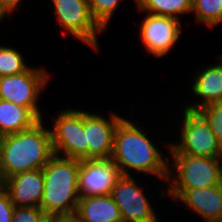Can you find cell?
I'll return each mask as SVG.
<instances>
[{
  "label": "cell",
  "mask_w": 222,
  "mask_h": 222,
  "mask_svg": "<svg viewBox=\"0 0 222 222\" xmlns=\"http://www.w3.org/2000/svg\"><path fill=\"white\" fill-rule=\"evenodd\" d=\"M138 123L126 117L120 121L115 131L110 158L124 176H131L133 170L135 173L153 175L165 181L171 160L168 159V154L162 153V149L142 131L145 126L141 128Z\"/></svg>",
  "instance_id": "1"
},
{
  "label": "cell",
  "mask_w": 222,
  "mask_h": 222,
  "mask_svg": "<svg viewBox=\"0 0 222 222\" xmlns=\"http://www.w3.org/2000/svg\"><path fill=\"white\" fill-rule=\"evenodd\" d=\"M44 119L31 128L0 137V177L43 169L54 156L51 130Z\"/></svg>",
  "instance_id": "2"
},
{
  "label": "cell",
  "mask_w": 222,
  "mask_h": 222,
  "mask_svg": "<svg viewBox=\"0 0 222 222\" xmlns=\"http://www.w3.org/2000/svg\"><path fill=\"white\" fill-rule=\"evenodd\" d=\"M80 160L54 155L42 169L44 192L40 208L51 218L74 217L79 202Z\"/></svg>",
  "instance_id": "3"
},
{
  "label": "cell",
  "mask_w": 222,
  "mask_h": 222,
  "mask_svg": "<svg viewBox=\"0 0 222 222\" xmlns=\"http://www.w3.org/2000/svg\"><path fill=\"white\" fill-rule=\"evenodd\" d=\"M169 155L168 159L171 158L172 161L168 163L166 190L203 189L221 185L222 158Z\"/></svg>",
  "instance_id": "4"
},
{
  "label": "cell",
  "mask_w": 222,
  "mask_h": 222,
  "mask_svg": "<svg viewBox=\"0 0 222 222\" xmlns=\"http://www.w3.org/2000/svg\"><path fill=\"white\" fill-rule=\"evenodd\" d=\"M180 123H177L179 141L166 143L168 154H187L199 157L222 158V146L216 139L208 121L195 110L182 108ZM183 119V120H182Z\"/></svg>",
  "instance_id": "5"
},
{
  "label": "cell",
  "mask_w": 222,
  "mask_h": 222,
  "mask_svg": "<svg viewBox=\"0 0 222 222\" xmlns=\"http://www.w3.org/2000/svg\"><path fill=\"white\" fill-rule=\"evenodd\" d=\"M45 70L31 66L23 73L0 77V99L28 108L39 120L44 119L38 100L52 78Z\"/></svg>",
  "instance_id": "6"
},
{
  "label": "cell",
  "mask_w": 222,
  "mask_h": 222,
  "mask_svg": "<svg viewBox=\"0 0 222 222\" xmlns=\"http://www.w3.org/2000/svg\"><path fill=\"white\" fill-rule=\"evenodd\" d=\"M59 28L87 44L93 51L100 49L98 35L105 32L93 19L88 0H50Z\"/></svg>",
  "instance_id": "7"
},
{
  "label": "cell",
  "mask_w": 222,
  "mask_h": 222,
  "mask_svg": "<svg viewBox=\"0 0 222 222\" xmlns=\"http://www.w3.org/2000/svg\"><path fill=\"white\" fill-rule=\"evenodd\" d=\"M52 124L50 130L54 155L80 161L88 160L83 110H62L55 116Z\"/></svg>",
  "instance_id": "8"
},
{
  "label": "cell",
  "mask_w": 222,
  "mask_h": 222,
  "mask_svg": "<svg viewBox=\"0 0 222 222\" xmlns=\"http://www.w3.org/2000/svg\"><path fill=\"white\" fill-rule=\"evenodd\" d=\"M136 180L132 175H122L111 193L123 222H160L151 199Z\"/></svg>",
  "instance_id": "9"
},
{
  "label": "cell",
  "mask_w": 222,
  "mask_h": 222,
  "mask_svg": "<svg viewBox=\"0 0 222 222\" xmlns=\"http://www.w3.org/2000/svg\"><path fill=\"white\" fill-rule=\"evenodd\" d=\"M141 13L145 15L138 30L144 51L157 59L163 58L181 39L182 21L168 16Z\"/></svg>",
  "instance_id": "10"
},
{
  "label": "cell",
  "mask_w": 222,
  "mask_h": 222,
  "mask_svg": "<svg viewBox=\"0 0 222 222\" xmlns=\"http://www.w3.org/2000/svg\"><path fill=\"white\" fill-rule=\"evenodd\" d=\"M121 176L117 164L111 158L81 160L78 178L79 198L110 195Z\"/></svg>",
  "instance_id": "11"
},
{
  "label": "cell",
  "mask_w": 222,
  "mask_h": 222,
  "mask_svg": "<svg viewBox=\"0 0 222 222\" xmlns=\"http://www.w3.org/2000/svg\"><path fill=\"white\" fill-rule=\"evenodd\" d=\"M123 116L109 114V119L83 110V128L89 159H108L112 155L114 135Z\"/></svg>",
  "instance_id": "12"
},
{
  "label": "cell",
  "mask_w": 222,
  "mask_h": 222,
  "mask_svg": "<svg viewBox=\"0 0 222 222\" xmlns=\"http://www.w3.org/2000/svg\"><path fill=\"white\" fill-rule=\"evenodd\" d=\"M160 190L161 197L168 195L170 199L183 203L205 222H222V184L203 189Z\"/></svg>",
  "instance_id": "13"
},
{
  "label": "cell",
  "mask_w": 222,
  "mask_h": 222,
  "mask_svg": "<svg viewBox=\"0 0 222 222\" xmlns=\"http://www.w3.org/2000/svg\"><path fill=\"white\" fill-rule=\"evenodd\" d=\"M15 207H40L44 192L42 169L16 174L2 181Z\"/></svg>",
  "instance_id": "14"
},
{
  "label": "cell",
  "mask_w": 222,
  "mask_h": 222,
  "mask_svg": "<svg viewBox=\"0 0 222 222\" xmlns=\"http://www.w3.org/2000/svg\"><path fill=\"white\" fill-rule=\"evenodd\" d=\"M216 58L220 59L217 63L201 67L202 70L195 69L197 74H194L190 90L200 101L183 104L187 110L198 111L208 104L222 101V55Z\"/></svg>",
  "instance_id": "15"
},
{
  "label": "cell",
  "mask_w": 222,
  "mask_h": 222,
  "mask_svg": "<svg viewBox=\"0 0 222 222\" xmlns=\"http://www.w3.org/2000/svg\"><path fill=\"white\" fill-rule=\"evenodd\" d=\"M74 218L78 222H123L111 194L80 198Z\"/></svg>",
  "instance_id": "16"
},
{
  "label": "cell",
  "mask_w": 222,
  "mask_h": 222,
  "mask_svg": "<svg viewBox=\"0 0 222 222\" xmlns=\"http://www.w3.org/2000/svg\"><path fill=\"white\" fill-rule=\"evenodd\" d=\"M38 121L28 108L0 99V137L29 129Z\"/></svg>",
  "instance_id": "17"
},
{
  "label": "cell",
  "mask_w": 222,
  "mask_h": 222,
  "mask_svg": "<svg viewBox=\"0 0 222 222\" xmlns=\"http://www.w3.org/2000/svg\"><path fill=\"white\" fill-rule=\"evenodd\" d=\"M136 8L152 15L180 20V15L192 13V0H136Z\"/></svg>",
  "instance_id": "18"
},
{
  "label": "cell",
  "mask_w": 222,
  "mask_h": 222,
  "mask_svg": "<svg viewBox=\"0 0 222 222\" xmlns=\"http://www.w3.org/2000/svg\"><path fill=\"white\" fill-rule=\"evenodd\" d=\"M192 14L196 22L214 28L222 21V0H192Z\"/></svg>",
  "instance_id": "19"
},
{
  "label": "cell",
  "mask_w": 222,
  "mask_h": 222,
  "mask_svg": "<svg viewBox=\"0 0 222 222\" xmlns=\"http://www.w3.org/2000/svg\"><path fill=\"white\" fill-rule=\"evenodd\" d=\"M19 49L0 45V77L17 75L27 71L30 66L25 63Z\"/></svg>",
  "instance_id": "20"
},
{
  "label": "cell",
  "mask_w": 222,
  "mask_h": 222,
  "mask_svg": "<svg viewBox=\"0 0 222 222\" xmlns=\"http://www.w3.org/2000/svg\"><path fill=\"white\" fill-rule=\"evenodd\" d=\"M120 2L122 0H88L89 10L93 19L104 31L109 28L110 20L116 13Z\"/></svg>",
  "instance_id": "21"
},
{
  "label": "cell",
  "mask_w": 222,
  "mask_h": 222,
  "mask_svg": "<svg viewBox=\"0 0 222 222\" xmlns=\"http://www.w3.org/2000/svg\"><path fill=\"white\" fill-rule=\"evenodd\" d=\"M198 111L208 121L216 139L222 146V101L208 104Z\"/></svg>",
  "instance_id": "22"
},
{
  "label": "cell",
  "mask_w": 222,
  "mask_h": 222,
  "mask_svg": "<svg viewBox=\"0 0 222 222\" xmlns=\"http://www.w3.org/2000/svg\"><path fill=\"white\" fill-rule=\"evenodd\" d=\"M51 219L40 207H15L11 222H50Z\"/></svg>",
  "instance_id": "23"
},
{
  "label": "cell",
  "mask_w": 222,
  "mask_h": 222,
  "mask_svg": "<svg viewBox=\"0 0 222 222\" xmlns=\"http://www.w3.org/2000/svg\"><path fill=\"white\" fill-rule=\"evenodd\" d=\"M15 206L10 200L7 191L0 187V222H11Z\"/></svg>",
  "instance_id": "24"
},
{
  "label": "cell",
  "mask_w": 222,
  "mask_h": 222,
  "mask_svg": "<svg viewBox=\"0 0 222 222\" xmlns=\"http://www.w3.org/2000/svg\"><path fill=\"white\" fill-rule=\"evenodd\" d=\"M21 1L23 0H0V8L7 14V16L11 17L9 14L14 13L16 9H19L18 6Z\"/></svg>",
  "instance_id": "25"
},
{
  "label": "cell",
  "mask_w": 222,
  "mask_h": 222,
  "mask_svg": "<svg viewBox=\"0 0 222 222\" xmlns=\"http://www.w3.org/2000/svg\"><path fill=\"white\" fill-rule=\"evenodd\" d=\"M6 17H8L7 14L0 8V23L3 22Z\"/></svg>",
  "instance_id": "26"
},
{
  "label": "cell",
  "mask_w": 222,
  "mask_h": 222,
  "mask_svg": "<svg viewBox=\"0 0 222 222\" xmlns=\"http://www.w3.org/2000/svg\"><path fill=\"white\" fill-rule=\"evenodd\" d=\"M2 186V179H1V177H0V187Z\"/></svg>",
  "instance_id": "27"
}]
</instances>
